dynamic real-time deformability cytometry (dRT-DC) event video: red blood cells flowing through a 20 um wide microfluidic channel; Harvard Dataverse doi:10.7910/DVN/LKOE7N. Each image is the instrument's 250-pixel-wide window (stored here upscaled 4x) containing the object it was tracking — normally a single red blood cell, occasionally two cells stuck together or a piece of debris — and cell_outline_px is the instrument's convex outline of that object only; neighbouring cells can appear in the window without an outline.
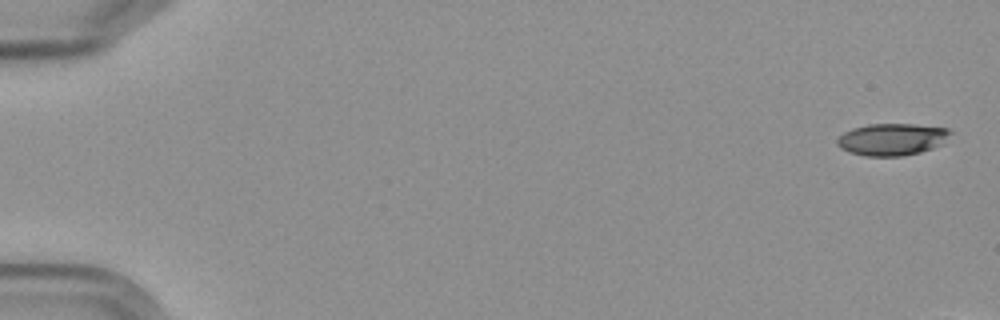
{"species": "Egyptian fruit bat (a non-hibernating species)", "species_latin": "Rousettus aegyptiacus", "temperature_condition": "cold", "stored_images_in_passage": 4, "camera_frame_rate_fps": 3000, "um_per_image_px": 0.085, "frame": {"image": 1, "passage_image": 1, "time_ms": 0.0, "image_size_px": [1000, 320], "cell_outline_px": [[952, 132], [940, 144], [932, 148], [920, 152], [904, 156], [864, 156], [848, 152], [840, 148], [836, 144], [836, 140], [844, 132], [852, 128], [868, 124], [912, 124], [948, 128]], "centroid_in_image_um": [75.77, 11.85], "position_along_channel_um": 9.2, "area_um2": 21.1}}